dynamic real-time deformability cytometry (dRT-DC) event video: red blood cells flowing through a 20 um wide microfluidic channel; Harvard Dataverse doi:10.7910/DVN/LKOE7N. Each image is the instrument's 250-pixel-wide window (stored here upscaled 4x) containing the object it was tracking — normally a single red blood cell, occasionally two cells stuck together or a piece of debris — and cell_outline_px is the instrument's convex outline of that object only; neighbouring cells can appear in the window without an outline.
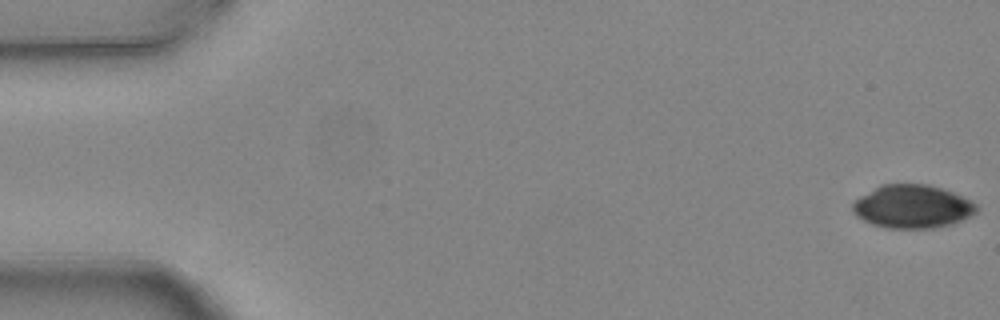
{"species": "common noctule bat (a hibernating species)", "species_latin": "Nyctalus noctula", "temperature_condition": "warm", "stored_images_in_passage": 4, "camera_frame_rate_fps": 3000, "um_per_image_px": 0.085, "animal": {"sex": "female", "body_mass_g": 24.6, "forearm_length_mm": 56.2}, "frame": {"image": 1, "passage_image": 1, "time_ms": 0.0, "image_size_px": [1000, 320], "cell_outline_px": [[980, 208], [976, 212], [952, 224], [932, 228], [888, 228], [872, 224], [856, 216], [852, 212], [852, 204], [860, 196], [880, 184], [928, 184], [952, 192], [972, 200]], "centroid_in_image_um": [77.54, 17.55], "position_along_channel_um": 7.5, "area_um2": 31.21}}